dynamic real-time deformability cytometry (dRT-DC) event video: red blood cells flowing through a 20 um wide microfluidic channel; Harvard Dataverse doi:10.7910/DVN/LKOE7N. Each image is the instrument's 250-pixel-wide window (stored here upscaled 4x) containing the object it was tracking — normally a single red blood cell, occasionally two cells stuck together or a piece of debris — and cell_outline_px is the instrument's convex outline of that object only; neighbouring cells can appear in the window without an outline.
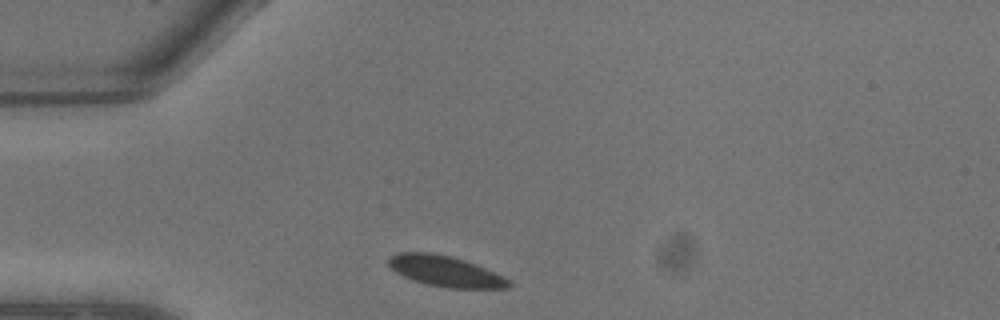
{"species": "common noctule bat (a hibernating species)", "species_latin": "Nyctalus noctula", "temperature_condition": "warm", "stored_images_in_passage": 6, "camera_frame_rate_fps": 3000, "um_per_image_px": 0.085, "animal": {"sex": "male", "body_mass_g": 13.3}, "frame": {"image": 1, "passage_image": 1, "time_ms": 0.0, "image_size_px": [1000, 320], "cell_outline_px": [[512, 284], [508, 288], [448, 288], [428, 284], [404, 276], [396, 272], [388, 264], [388, 256], [400, 252], [432, 252], [452, 256], [476, 264], [508, 280]], "centroid_in_image_um": [37.82, 23.03], "position_along_channel_um": 47.2, "area_um2": 21.21}}
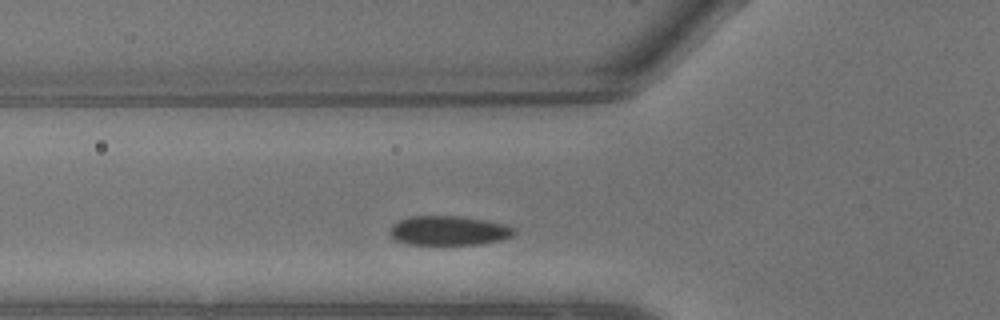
{"frame": {"image": 2, "passage_image": 3, "time_ms": 0.667, "image_size_px": [1000, 320], "cell_outline_px": [[516, 232], [512, 236], [500, 240], [480, 244], [408, 244], [396, 240], [388, 232], [392, 224], [408, 216], [460, 216], [488, 220], [504, 224], [516, 228]], "centroid_in_image_um": [38.15, 19.59], "position_along_channel_um": 87.6, "area_um2": 21.39}}